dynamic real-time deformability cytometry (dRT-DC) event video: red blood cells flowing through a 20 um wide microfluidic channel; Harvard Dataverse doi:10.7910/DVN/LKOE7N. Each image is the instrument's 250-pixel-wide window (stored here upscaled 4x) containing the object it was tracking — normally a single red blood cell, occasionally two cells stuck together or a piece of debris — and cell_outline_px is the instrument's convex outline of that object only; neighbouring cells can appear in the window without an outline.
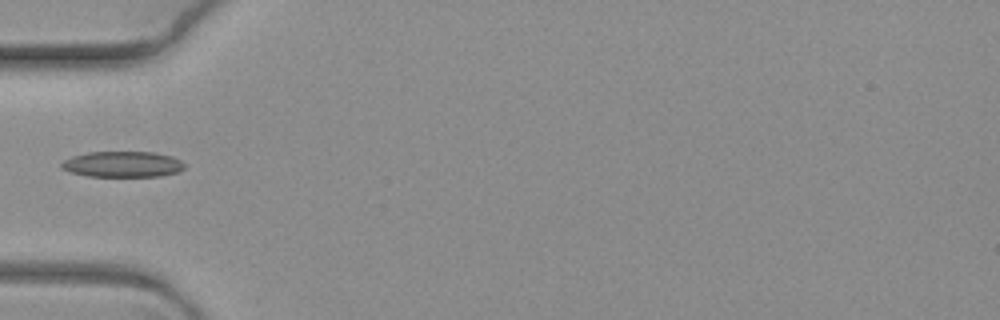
{"species": "common noctule bat (a hibernating species)", "species_latin": "Nyctalus noctula", "temperature_condition": "warm", "stored_images_in_passage": 1, "camera_frame_rate_fps": 3000, "um_per_image_px": 0.085, "animal": {"sex": "female", "body_mass_g": 19.3, "forearm_length_mm": 54.1}, "frame": {"image": 1, "passage_image": 1, "time_ms": 0.0, "image_size_px": [1000, 320], "cell_outline_px": [[184, 168], [176, 172], [160, 176], [88, 176], [68, 172], [60, 168], [60, 164], [64, 160], [72, 156], [88, 152], [152, 152], [172, 156], [180, 160], [184, 164]], "centroid_in_image_um": [10.37, 13.96], "position_along_channel_um": 74.6, "area_um2": 18.5}}